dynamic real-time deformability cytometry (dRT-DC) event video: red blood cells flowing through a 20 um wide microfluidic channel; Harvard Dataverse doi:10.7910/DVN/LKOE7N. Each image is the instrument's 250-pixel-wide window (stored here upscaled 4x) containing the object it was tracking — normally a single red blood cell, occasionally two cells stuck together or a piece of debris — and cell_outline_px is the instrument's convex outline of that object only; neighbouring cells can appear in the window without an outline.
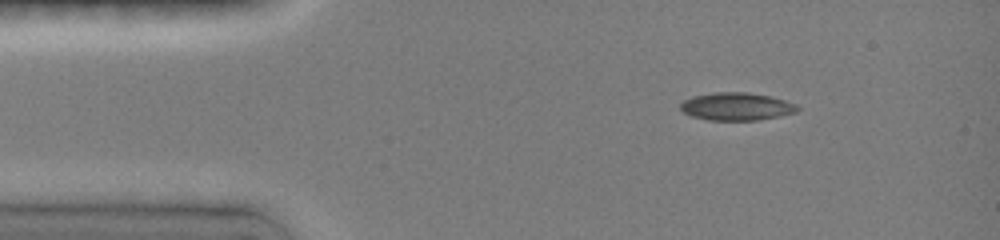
{"species": "common noctule bat (a hibernating species)", "species_latin": "Nyctalus noctula", "temperature_condition": "room temperature", "stored_images_in_passage": 3, "camera_frame_rate_fps": 3000, "um_per_image_px": 0.085, "animal": {"sex": "female", "body_mass_g": 19.0, "forearm_length_mm": 51.5}, "frame": {"image": 1, "passage_image": 1, "time_ms": 0.0, "image_size_px": [1000, 240], "cell_outline_px": [[800, 108], [796, 112], [780, 116], [756, 120], [708, 120], [692, 116], [684, 112], [680, 108], [680, 104], [684, 100], [692, 96], [712, 92], [748, 92], [768, 96], [784, 100], [796, 104]], "centroid_in_image_um": [62.59, 9.05], "position_along_channel_um": 22.4, "area_um2": 18.9}}